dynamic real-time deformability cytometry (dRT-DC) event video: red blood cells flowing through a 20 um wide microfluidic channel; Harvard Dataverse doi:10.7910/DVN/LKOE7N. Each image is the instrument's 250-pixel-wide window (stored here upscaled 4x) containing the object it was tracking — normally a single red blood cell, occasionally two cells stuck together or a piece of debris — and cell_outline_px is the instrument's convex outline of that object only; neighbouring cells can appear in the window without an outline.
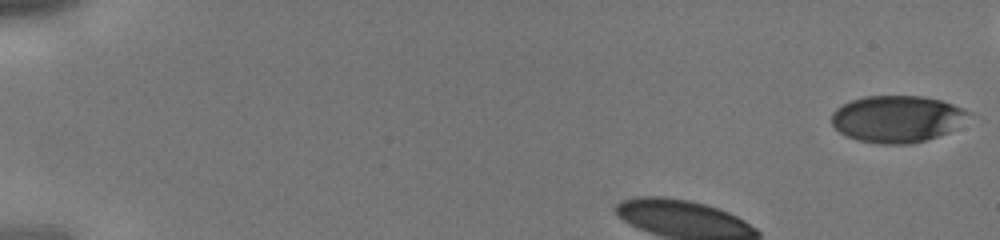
{"species": "human", "species_latin": "Homo sapiens", "temperature_condition": "cold", "stored_images_in_passage": 6, "camera_frame_rate_fps": 3000, "um_per_image_px": 0.085, "donor": {"sex": "male"}, "frame": {"image": 1, "passage_image": 1, "time_ms": 0.0, "image_size_px": [1000, 240], "cell_outline_px": [[972, 112], [948, 132], [912, 144], [880, 144], [856, 140], [840, 132], [832, 124], [832, 112], [836, 108], [852, 100], [864, 96], [924, 96], [940, 100], [964, 108]], "centroid_in_image_um": [76.21, 10.1], "position_along_channel_um": 8.8, "area_um2": 37.05}}
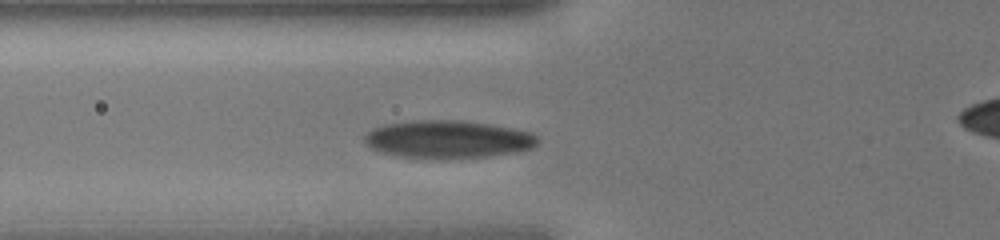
{"frame": {"image": 2, "passage_image": 6, "time_ms": 1.667, "image_size_px": [1000, 240], "cell_outline_px": [[540, 140], [532, 148], [516, 152], [492, 156], [444, 160], [400, 156], [380, 152], [364, 144], [364, 136], [372, 128], [384, 124], [412, 120], [464, 120], [512, 128], [528, 132], [536, 136]], "centroid_in_image_um": [38.04, 11.85], "position_along_channel_um": 87.8, "area_um2": 38.67}}